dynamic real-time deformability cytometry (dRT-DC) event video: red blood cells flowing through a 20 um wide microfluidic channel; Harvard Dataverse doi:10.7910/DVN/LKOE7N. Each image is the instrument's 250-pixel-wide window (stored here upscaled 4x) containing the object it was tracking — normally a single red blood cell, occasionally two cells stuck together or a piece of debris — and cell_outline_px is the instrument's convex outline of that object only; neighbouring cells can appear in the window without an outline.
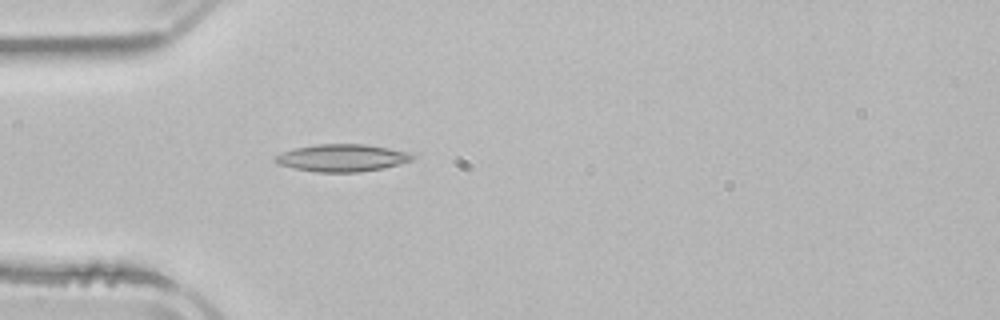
{"species": "common noctule bat (a hibernating species)", "species_latin": "Nyctalus noctula", "temperature_condition": "room temperature", "stored_images_in_passage": 3, "camera_frame_rate_fps": 3000, "um_per_image_px": 0.085, "animal": {"sex": "male", "body_mass_g": 21.5, "forearm_length_mm": 52.0}, "frame": {"image": 1, "passage_image": 3, "time_ms": 2.667, "image_size_px": [1000, 320], "cell_outline_px": [[416, 156], [412, 160], [384, 168], [360, 172], [316, 172], [292, 168], [280, 164], [272, 160], [276, 156], [284, 152], [296, 148], [316, 144], [364, 144], [388, 148], [408, 152]], "centroid_in_image_um": [29.09, 13.42], "position_along_channel_um": 55.9, "area_um2": 21.73}}